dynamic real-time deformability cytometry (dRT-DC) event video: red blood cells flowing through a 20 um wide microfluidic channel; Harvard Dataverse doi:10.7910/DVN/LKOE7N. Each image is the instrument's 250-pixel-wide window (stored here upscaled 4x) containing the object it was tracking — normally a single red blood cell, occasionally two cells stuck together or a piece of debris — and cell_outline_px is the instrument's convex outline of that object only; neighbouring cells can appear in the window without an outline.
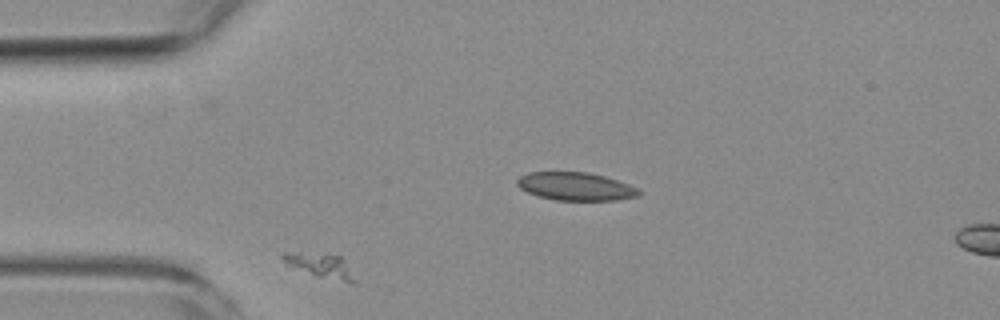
{"species": "common noctule bat (a hibernating species)", "species_latin": "Nyctalus noctula", "temperature_condition": "room temperature", "stored_images_in_passage": 4, "segment_of_instrument_passage": [2, 3], "camera_frame_rate_fps": 3000, "um_per_image_px": 0.085, "animal": {"sex": "female", "body_mass_g": 19.3, "forearm_length_mm": 54.1}, "frame": {"image": 1, "passage_image": 3, "time_ms": 2.333, "image_size_px": [1000, 320], "cell_outline_px": [[356, 284], [348, 284], [316, 276], [288, 264], [280, 256], [280, 252], [300, 252], [340, 256], [356, 280]], "centroid_in_image_um": [27.25, 22.6], "position_along_channel_um": 57.7, "area_um2": 10.0}}